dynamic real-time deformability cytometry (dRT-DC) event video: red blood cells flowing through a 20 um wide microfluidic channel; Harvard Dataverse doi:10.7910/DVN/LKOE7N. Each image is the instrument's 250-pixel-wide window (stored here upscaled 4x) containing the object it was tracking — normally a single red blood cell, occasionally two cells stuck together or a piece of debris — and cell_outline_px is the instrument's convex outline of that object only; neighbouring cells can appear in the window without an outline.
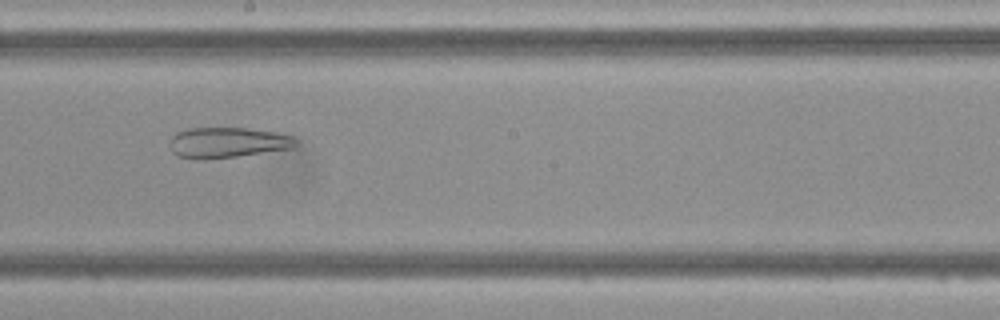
{"species": "Egyptian fruit bat (a non-hibernating species)", "species_latin": "Rousettus aegyptiacus", "temperature_condition": "cold", "stored_images_in_passage": 49, "camera_frame_rate_fps": 3000, "um_per_image_px": 0.085, "frame": {"image": 1, "passage_image": 27, "time_ms": 8.667, "image_size_px": [1000, 320], "cell_outline_px": [[296, 144], [292, 148], [236, 156], [196, 160], [176, 156], [172, 152], [168, 144], [172, 136], [176, 132], [188, 128], [248, 128], [276, 132], [292, 136], [296, 140]], "centroid_in_image_um": [19.26, 12.11], "position_along_channel_um": 228.9, "area_um2": 22.48}}
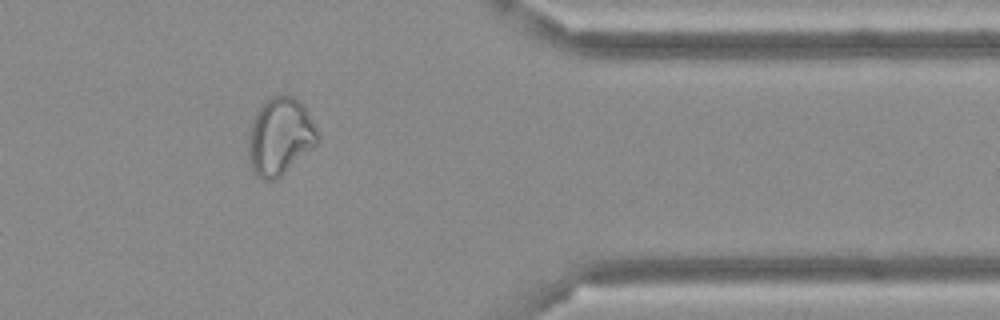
{"frame": {"image": 2, "passage_image": 40, "time_ms": 13.0, "image_size_px": [1000, 320], "cell_outline_px": [[320, 136], [316, 144], [276, 180], [264, 180], [256, 176], [252, 168], [248, 156], [248, 136], [252, 120], [256, 112], [272, 96], [284, 92], [300, 100], [304, 104]], "centroid_in_image_um": [23.8, 11.57], "position_along_channel_um": 387.6, "area_um2": 31.27}}
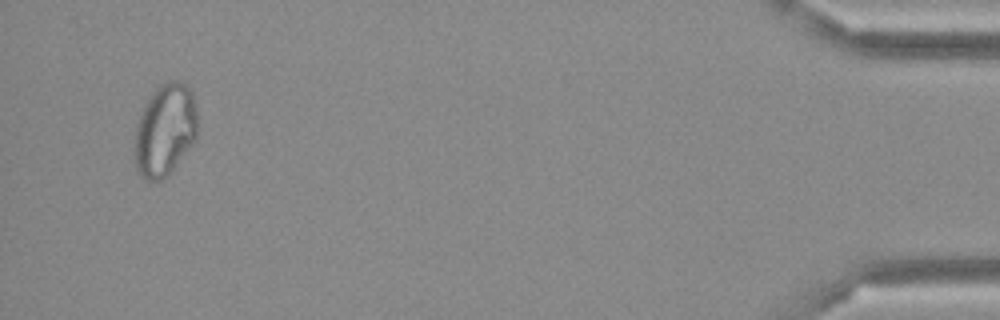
{"frame": {"image": 3, "passage_image": 47, "time_ms": 15.333, "image_size_px": [1000, 320], "cell_outline_px": [[200, 128], [196, 140], [172, 168], [156, 184], [144, 180], [140, 176], [136, 168], [136, 124], [140, 112], [144, 104], [152, 92], [160, 84], [168, 80], [180, 80], [188, 84], [192, 92], [196, 108]], "centroid_in_image_um": [14.06, 11.01], "position_along_channel_um": 421.1, "area_um2": 34.28}}